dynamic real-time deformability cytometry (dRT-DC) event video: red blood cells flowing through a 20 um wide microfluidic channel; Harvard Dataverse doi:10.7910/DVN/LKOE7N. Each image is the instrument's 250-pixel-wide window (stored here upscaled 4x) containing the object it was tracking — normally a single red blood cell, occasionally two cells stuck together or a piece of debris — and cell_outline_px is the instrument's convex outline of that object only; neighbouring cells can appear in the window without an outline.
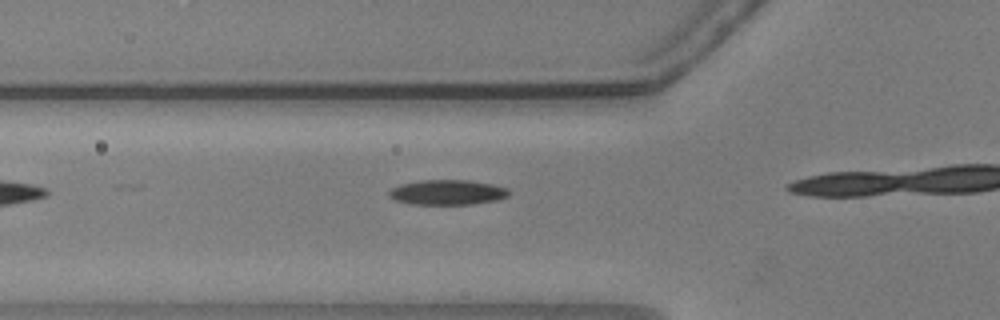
{"species": "common noctule bat (a hibernating species)", "species_latin": "Nyctalus noctula", "temperature_condition": "warm", "stored_images_in_passage": 6, "camera_frame_rate_fps": 3000, "um_per_image_px": 0.085, "animal": {"sex": "male", "body_mass_g": 20.5, "forearm_length_mm": 52.5}, "frame": {"image": 1, "passage_image": 4, "time_ms": 1.0, "image_size_px": [1000, 320], "cell_outline_px": [[512, 192], [508, 196], [496, 200], [472, 204], [412, 204], [396, 200], [388, 196], [388, 192], [392, 188], [400, 184], [420, 180], [472, 180], [492, 184], [508, 188]], "centroid_in_image_um": [38.05, 16.34], "position_along_channel_um": 87.7, "area_um2": 17.57}}